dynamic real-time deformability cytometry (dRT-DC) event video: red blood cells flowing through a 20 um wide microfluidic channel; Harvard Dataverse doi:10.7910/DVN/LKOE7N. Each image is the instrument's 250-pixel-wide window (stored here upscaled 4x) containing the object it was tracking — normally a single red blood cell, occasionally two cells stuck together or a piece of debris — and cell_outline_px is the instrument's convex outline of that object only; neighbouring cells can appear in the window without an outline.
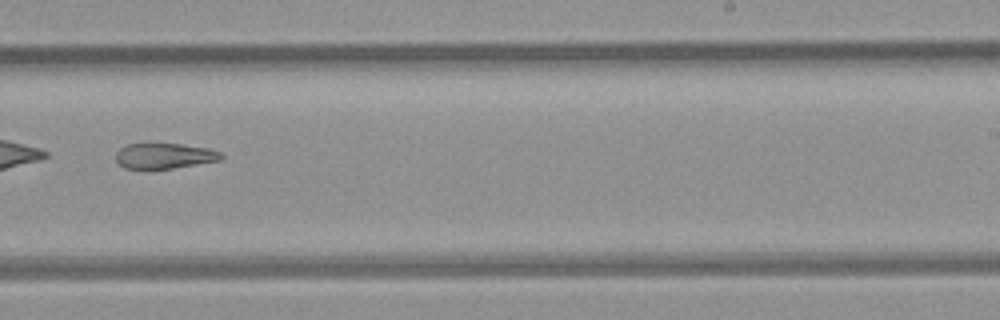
{"species": "common noctule bat (a hibernating species)", "species_latin": "Nyctalus noctula", "temperature_condition": "room temperature", "stored_images_in_passage": 35, "camera_frame_rate_fps": 3000, "um_per_image_px": 0.085, "animal": {"sex": "female", "body_mass_g": 21.9}, "frame": {"image": 1, "passage_image": 16, "time_ms": 5.0, "image_size_px": [1000, 320], "cell_outline_px": [[224, 156], [220, 160], [152, 172], [124, 168], [116, 160], [116, 152], [120, 148], [128, 144], [180, 144], [208, 148], [220, 152]], "centroid_in_image_um": [13.93, 13.3], "position_along_channel_um": 275.1, "area_um2": 16.13}}